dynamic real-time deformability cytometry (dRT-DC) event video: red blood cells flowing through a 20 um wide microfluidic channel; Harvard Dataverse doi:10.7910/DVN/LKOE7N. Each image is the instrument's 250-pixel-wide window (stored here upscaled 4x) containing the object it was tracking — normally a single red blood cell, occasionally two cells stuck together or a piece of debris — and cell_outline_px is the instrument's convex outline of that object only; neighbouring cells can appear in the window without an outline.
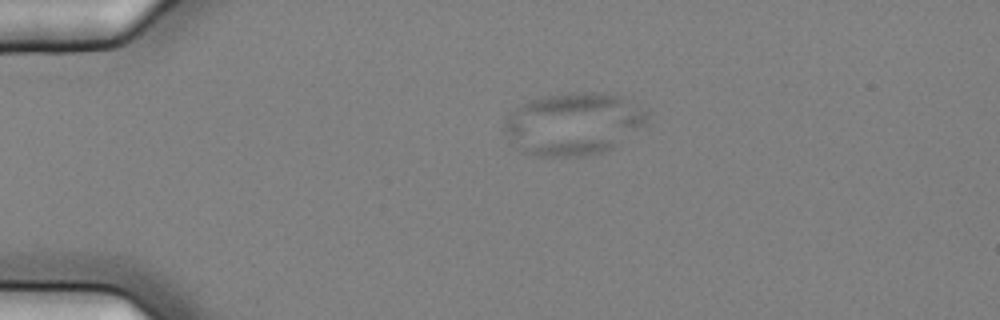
{"species": "common noctule bat (a hibernating species)", "species_latin": "Nyctalus noctula", "temperature_condition": "cold", "stored_images_in_passage": 12, "camera_frame_rate_fps": 3000, "um_per_image_px": 0.085, "animal": {"sex": "female", "body_mass_g": 25.1}, "frame": {"image": 1, "passage_image": 1, "time_ms": 0.0, "image_size_px": [1000, 320], "cell_outline_px": [[648, 116], [644, 124], [612, 148], [604, 152], [580, 156], [532, 156], [520, 152], [504, 132], [504, 120], [516, 108], [528, 100], [540, 96], [572, 92], [604, 92], [628, 100], [648, 108]], "centroid_in_image_um": [48.71, 10.52], "position_along_channel_um": 36.3, "area_um2": 52.08}}
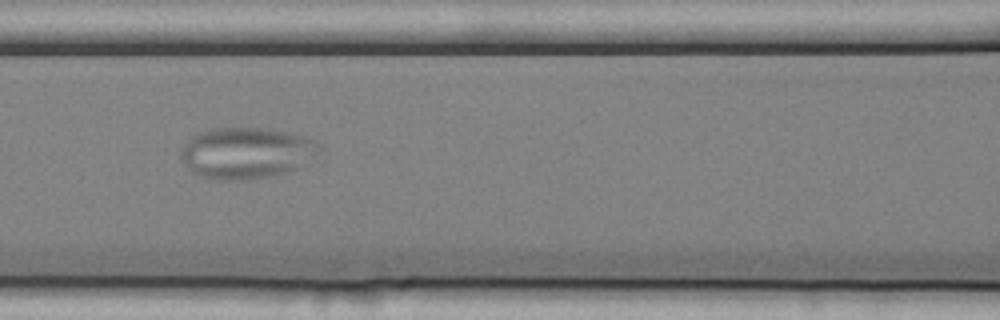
{"frame": {"image": 2, "passage_image": 4, "time_ms": 1.0, "image_size_px": [1000, 320], "cell_outline_px": [[320, 148], [316, 160], [288, 172], [272, 176], [240, 180], [216, 180], [200, 176], [180, 156], [180, 152], [188, 136], [196, 132], [212, 128], [268, 128], [300, 136], [312, 140]], "centroid_in_image_um": [20.95, 13.0], "position_along_channel_um": 145.7, "area_um2": 41.38}}
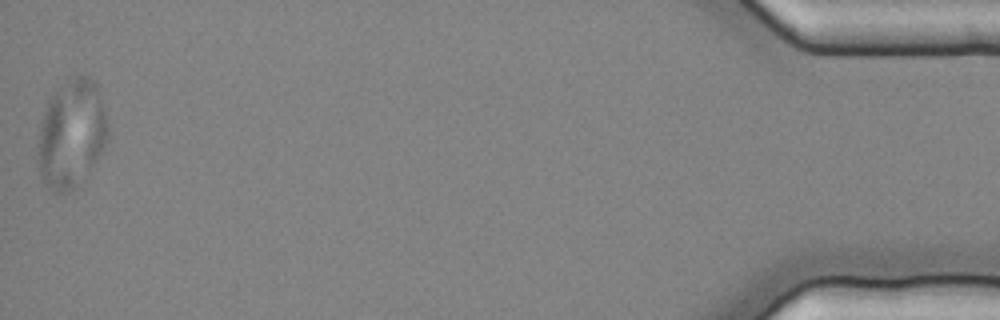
{"frame": {"image": 3, "passage_image": 12, "time_ms": 3.667, "image_size_px": [1000, 320], "cell_outline_px": [[108, 140], [104, 148], [96, 160], [72, 192], [52, 192], [44, 184], [40, 176], [36, 160], [36, 152], [40, 124], [48, 100], [76, 72], [84, 72], [96, 80], [100, 84], [108, 124]], "centroid_in_image_um": [6.09, 11.33], "position_along_channel_um": 429.1, "area_um2": 45.26}}